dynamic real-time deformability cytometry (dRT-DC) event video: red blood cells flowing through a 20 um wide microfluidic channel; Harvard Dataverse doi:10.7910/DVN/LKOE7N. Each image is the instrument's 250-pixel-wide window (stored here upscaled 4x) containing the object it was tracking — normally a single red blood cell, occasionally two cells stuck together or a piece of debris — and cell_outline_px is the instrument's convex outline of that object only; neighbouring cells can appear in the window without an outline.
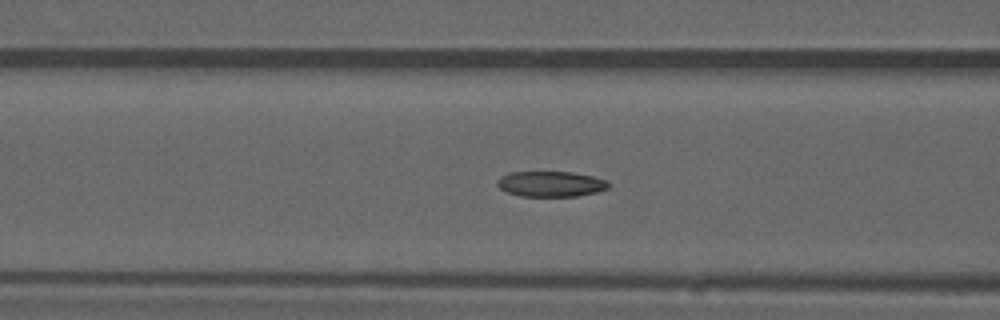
{"species": "common noctule bat (a hibernating species)", "species_latin": "Nyctalus noctula", "temperature_condition": "warm", "stored_images_in_passage": 37, "camera_frame_rate_fps": 3000, "um_per_image_px": 0.085, "animal": {"sex": "male", "forearm_length_mm": 52.5}, "frame": {"image": 1, "passage_image": 6, "time_ms": 1.667, "image_size_px": [1000, 320], "cell_outline_px": [[612, 184], [608, 188], [596, 192], [576, 196], [520, 196], [508, 192], [500, 188], [496, 184], [496, 180], [500, 176], [508, 172], [572, 172], [592, 176], [608, 180]], "centroid_in_image_um": [46.82, 15.63], "position_along_channel_um": 119.8, "area_um2": 16.65}}
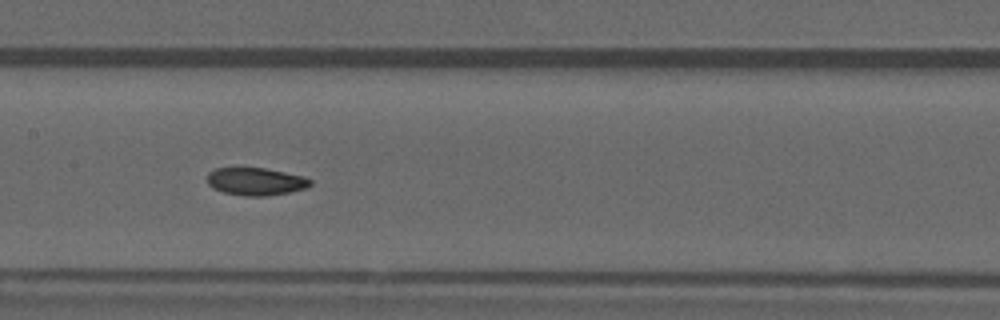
{"frame": {"image": 2, "passage_image": 11, "time_ms": 3.333, "image_size_px": [1000, 320], "cell_outline_px": [[312, 184], [304, 188], [288, 192], [268, 196], [244, 196], [224, 192], [212, 188], [208, 184], [208, 172], [216, 168], [264, 168], [304, 176], [312, 180]], "centroid_in_image_um": [21.73, 15.43], "position_along_channel_um": 185.7, "area_um2": 16.53}, "authors_computed_cell_mechanics": {"area_um2": 16.8198, "velocity_mm_per_s": 3.9486, "shape_relaxation_time_tau1_ms": 8.3225, "shape_relaxation_time_tau2_ms": 2.3852, "deformation_change_tau1": 0.1829, "deformation_change_tau2": 0.0706}}